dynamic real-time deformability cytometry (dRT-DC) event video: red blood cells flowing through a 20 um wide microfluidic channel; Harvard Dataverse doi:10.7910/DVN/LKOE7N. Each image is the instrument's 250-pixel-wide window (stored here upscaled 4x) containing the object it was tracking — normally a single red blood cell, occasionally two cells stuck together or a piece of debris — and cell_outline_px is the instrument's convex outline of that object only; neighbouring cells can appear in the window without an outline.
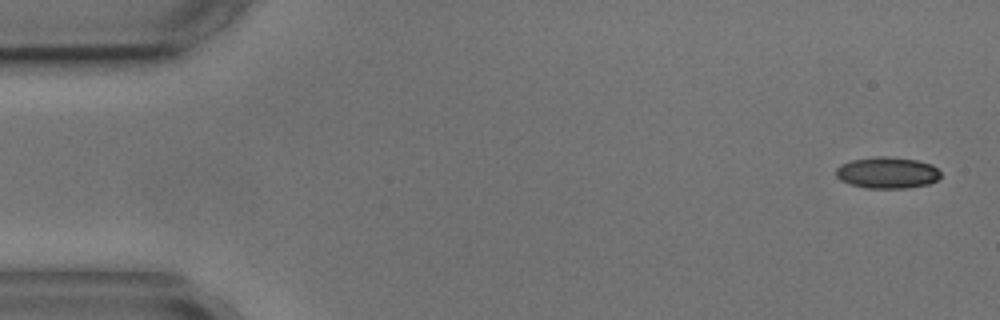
{"species": "common noctule bat (a hibernating species)", "species_latin": "Nyctalus noctula", "temperature_condition": "cold", "stored_images_in_passage": 5, "camera_frame_rate_fps": 3000, "um_per_image_px": 0.085, "animal": {"sex": "male", "body_mass_g": 17.9, "forearm_length_mm": 54.2}, "frame": {"image": 1, "passage_image": 1, "time_ms": 0.0, "image_size_px": [1000, 320], "cell_outline_px": [[940, 176], [936, 180], [928, 184], [904, 188], [868, 188], [848, 184], [840, 180], [836, 176], [836, 168], [840, 164], [852, 160], [876, 156], [884, 156], [916, 160], [932, 164], [940, 172]], "centroid_in_image_um": [75.38, 14.68], "position_along_channel_um": 9.6, "area_um2": 19.13}}
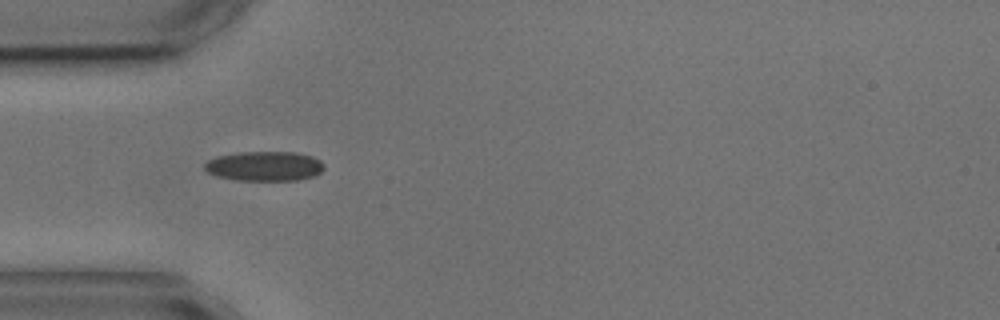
{"frame": {"image": 2, "passage_image": 4, "time_ms": 4.667, "image_size_px": [1000, 320], "cell_outline_px": [[324, 168], [320, 172], [312, 176], [296, 180], [236, 180], [216, 176], [208, 172], [204, 168], [204, 164], [208, 160], [220, 156], [240, 152], [296, 152], [312, 156], [320, 160], [324, 164]], "centroid_in_image_um": [22.49, 14.12], "position_along_channel_um": 62.5, "area_um2": 20.52}}